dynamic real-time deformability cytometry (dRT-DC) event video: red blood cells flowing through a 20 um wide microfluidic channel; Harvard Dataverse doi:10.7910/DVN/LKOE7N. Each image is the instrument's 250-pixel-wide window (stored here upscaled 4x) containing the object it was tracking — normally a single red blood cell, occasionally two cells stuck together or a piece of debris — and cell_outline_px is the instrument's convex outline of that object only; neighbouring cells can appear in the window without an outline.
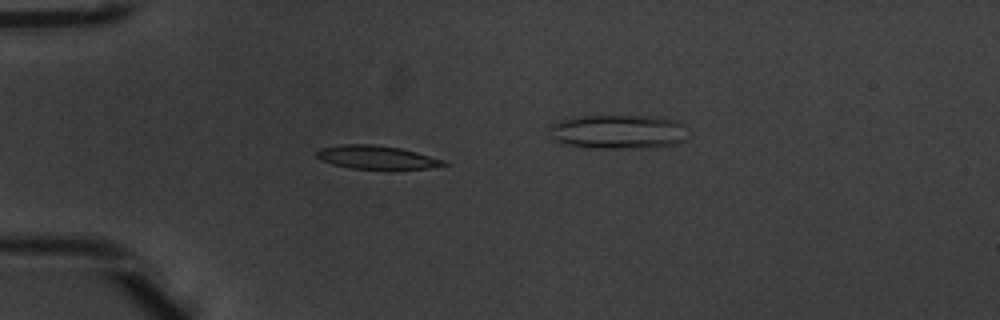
{"species": "common noctule bat (a hibernating species)", "species_latin": "Nyctalus noctula", "temperature_condition": "warm", "stored_images_in_passage": 5, "camera_frame_rate_fps": 3000, "um_per_image_px": 0.085, "animal": {"sex": "male", "body_mass_g": 20.1, "forearm_length_mm": 53.5}, "frame": {"image": 1, "passage_image": 4, "time_ms": 1.0, "image_size_px": [1000, 320], "cell_outline_px": [[448, 164], [432, 168], [396, 172], [388, 172], [352, 168], [332, 164], [320, 160], [316, 156], [316, 152], [320, 148], [344, 144], [372, 144], [400, 148], [416, 152], [444, 160]], "centroid_in_image_um": [32.07, 13.43], "position_along_channel_um": 52.9, "area_um2": 18.26}}